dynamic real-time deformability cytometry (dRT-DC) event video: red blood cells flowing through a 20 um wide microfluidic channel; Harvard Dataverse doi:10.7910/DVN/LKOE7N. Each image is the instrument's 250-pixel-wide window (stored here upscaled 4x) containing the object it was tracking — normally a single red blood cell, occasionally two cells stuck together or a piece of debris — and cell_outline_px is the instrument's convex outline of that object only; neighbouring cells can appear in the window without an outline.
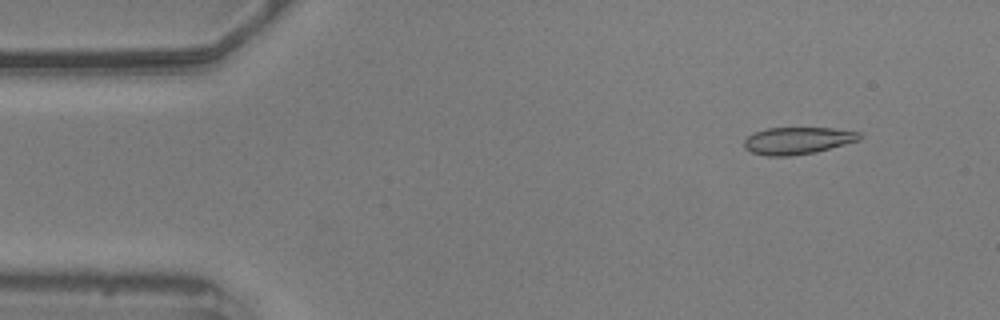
{"species": "common noctule bat (a hibernating species)", "species_latin": "Nyctalus noctula", "temperature_condition": "warm", "stored_images_in_passage": 16, "camera_frame_rate_fps": 3000, "um_per_image_px": 0.085, "animal": {"sex": "male", "body_mass_g": 20.5, "forearm_length_mm": 52.5}, "frame": {"image": 1, "passage_image": 5, "time_ms": 1.333, "image_size_px": [1000, 320], "cell_outline_px": [[864, 136], [860, 140], [816, 152], [788, 156], [764, 156], [752, 152], [744, 148], [744, 140], [752, 132], [768, 128], [832, 128], [860, 132]], "centroid_in_image_um": [67.8, 11.95], "position_along_channel_um": 17.2, "area_um2": 18.38}}
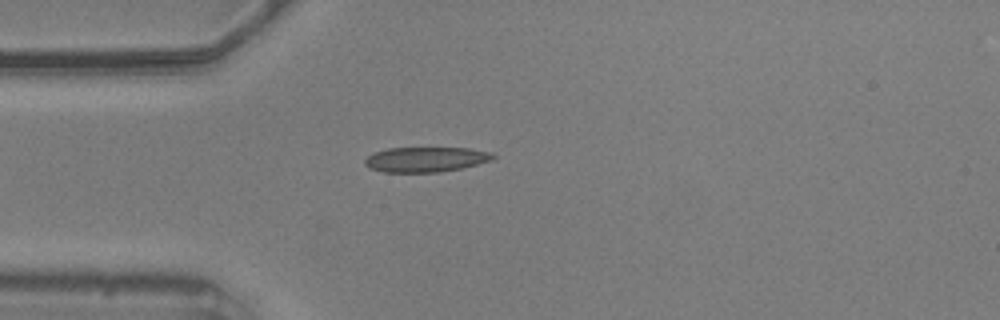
{"frame": {"image": 2, "passage_image": 14, "time_ms": 4.333, "image_size_px": [1000, 320], "cell_outline_px": [[496, 156], [492, 160], [460, 168], [440, 172], [384, 172], [372, 168], [364, 164], [364, 160], [372, 152], [388, 148], [468, 148], [492, 152]], "centroid_in_image_um": [36.18, 13.54], "position_along_channel_um": 48.8, "area_um2": 18.61}}